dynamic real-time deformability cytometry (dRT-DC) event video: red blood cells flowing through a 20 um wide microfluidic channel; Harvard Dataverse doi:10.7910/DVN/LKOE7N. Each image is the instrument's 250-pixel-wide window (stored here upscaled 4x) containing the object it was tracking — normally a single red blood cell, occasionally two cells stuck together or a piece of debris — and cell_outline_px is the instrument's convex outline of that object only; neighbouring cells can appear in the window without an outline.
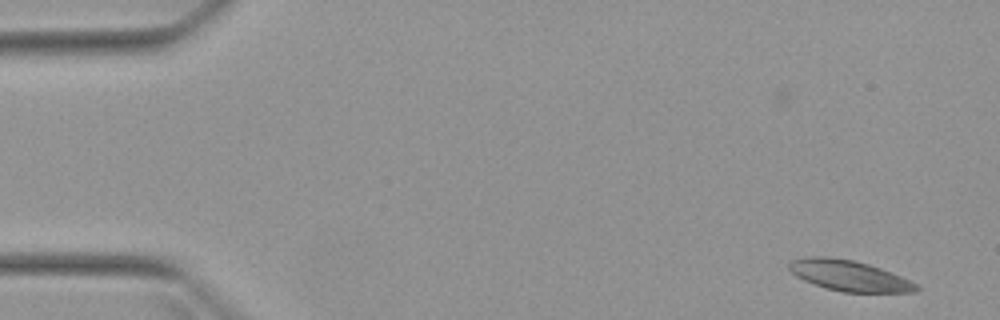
{"species": "Egyptian fruit bat (a non-hibernating species)", "species_latin": "Rousettus aegyptiacus", "temperature_condition": "warm", "stored_images_in_passage": 3, "camera_frame_rate_fps": 3000, "um_per_image_px": 0.085, "animal": {"sex": "female"}, "frame": {"image": 1, "passage_image": 1, "time_ms": 0.0, "image_size_px": [1000, 320], "cell_outline_px": [[920, 288], [916, 292], [844, 292], [824, 288], [804, 280], [796, 276], [788, 268], [788, 264], [792, 260], [804, 256], [828, 256], [852, 260], [868, 264], [880, 268], [900, 276], [916, 284]], "centroid_in_image_um": [72.13, 23.42], "position_along_channel_um": 12.9, "area_um2": 22.66}}